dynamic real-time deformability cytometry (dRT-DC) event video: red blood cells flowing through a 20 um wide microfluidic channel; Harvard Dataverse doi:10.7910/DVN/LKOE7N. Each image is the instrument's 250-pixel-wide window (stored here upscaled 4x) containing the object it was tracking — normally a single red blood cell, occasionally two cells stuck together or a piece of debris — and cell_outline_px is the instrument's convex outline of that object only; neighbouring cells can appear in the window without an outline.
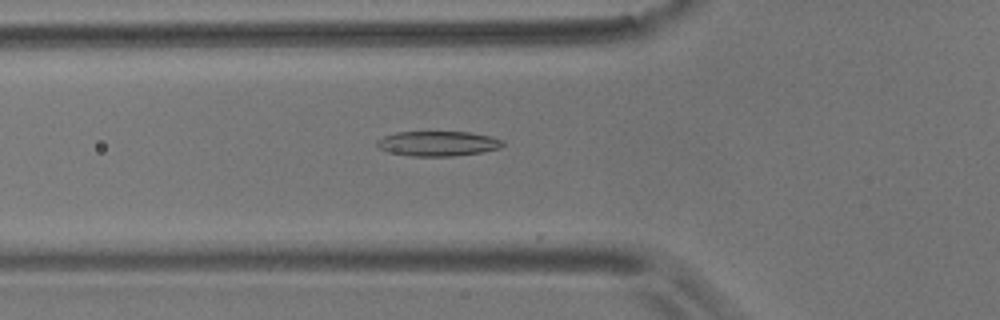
{"species": "common noctule bat (a hibernating species)", "species_latin": "Nyctalus noctula", "temperature_condition": "room temperature", "stored_images_in_passage": 25, "camera_frame_rate_fps": 3000, "um_per_image_px": 0.085, "animal": {"sex": "male", "body_mass_g": 17.9}, "frame": {"image": 1, "passage_image": 21, "time_ms": 6.667, "image_size_px": [1000, 320], "cell_outline_px": [[504, 144], [500, 148], [480, 152], [452, 156], [412, 156], [388, 152], [380, 148], [376, 144], [376, 140], [384, 136], [396, 132], [468, 132], [492, 136], [504, 140]], "centroid_in_image_um": [37.22, 12.2], "position_along_channel_um": 88.6, "area_um2": 18.26}}
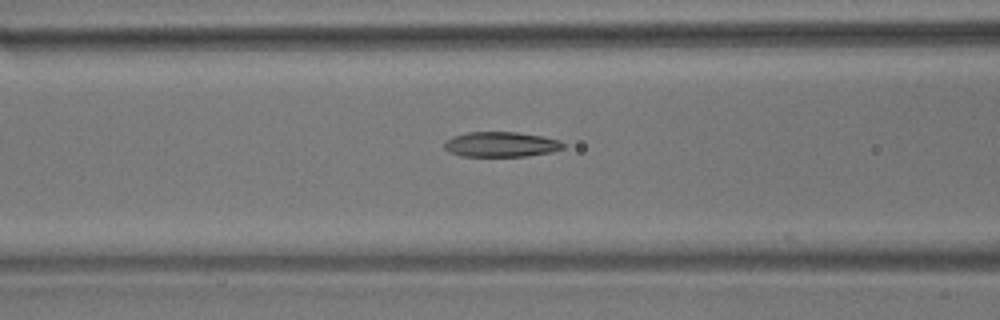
{"frame": {"image": 2, "passage_image": 24, "time_ms": 7.667, "image_size_px": [1000, 320], "cell_outline_px": [[564, 148], [552, 152], [528, 156], [460, 156], [448, 152], [444, 148], [444, 144], [452, 136], [468, 132], [516, 132], [544, 136], [560, 140], [564, 144]], "centroid_in_image_um": [42.6, 12.27], "position_along_channel_um": 124.0, "area_um2": 17.51}}